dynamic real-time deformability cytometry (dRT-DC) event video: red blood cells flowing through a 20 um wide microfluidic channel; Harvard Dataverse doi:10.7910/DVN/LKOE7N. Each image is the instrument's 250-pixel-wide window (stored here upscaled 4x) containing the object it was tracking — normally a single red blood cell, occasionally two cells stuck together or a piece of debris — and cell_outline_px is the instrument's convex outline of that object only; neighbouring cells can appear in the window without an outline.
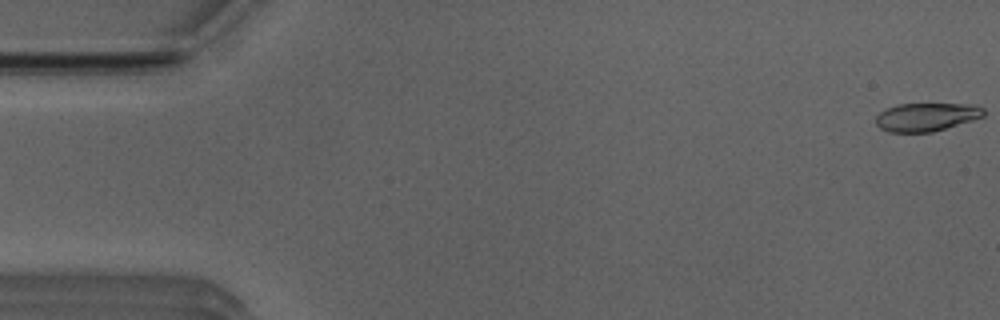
{"species": "Egyptian fruit bat (a non-hibernating species)", "species_latin": "Rousettus aegyptiacus", "temperature_condition": "room temperature", "stored_images_in_passage": 52, "camera_frame_rate_fps": 3000, "um_per_image_px": 0.085, "animal": {"sex": "male"}, "frame": {"image": 1, "passage_image": 1, "time_ms": 0.0, "image_size_px": [1000, 320], "cell_outline_px": [[984, 116], [972, 120], [932, 132], [888, 132], [880, 128], [876, 124], [876, 116], [884, 108], [896, 104], [976, 104], [984, 108]], "centroid_in_image_um": [78.72, 9.93], "position_along_channel_um": 6.3, "area_um2": 17.86}}
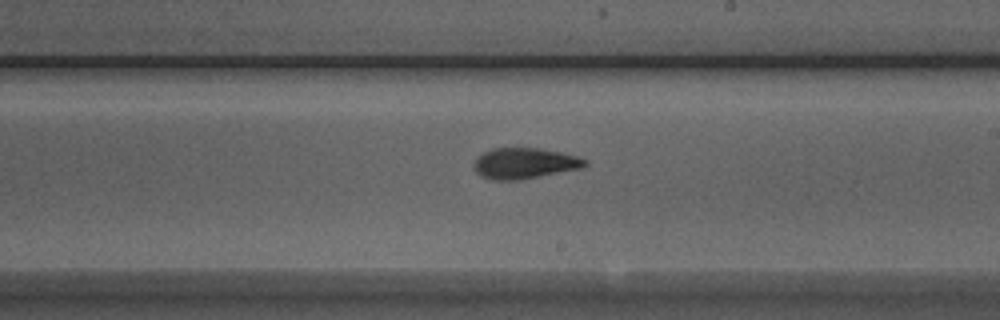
{"frame": {"image": 2, "passage_image": 30, "time_ms": 9.667, "image_size_px": [1000, 320], "cell_outline_px": [[588, 164], [584, 168], [520, 180], [492, 180], [480, 176], [472, 168], [472, 164], [476, 156], [492, 148], [540, 148], [560, 152], [576, 156], [588, 160]], "centroid_in_image_um": [44.56, 13.89], "position_along_channel_um": 244.4, "area_um2": 20.35}}
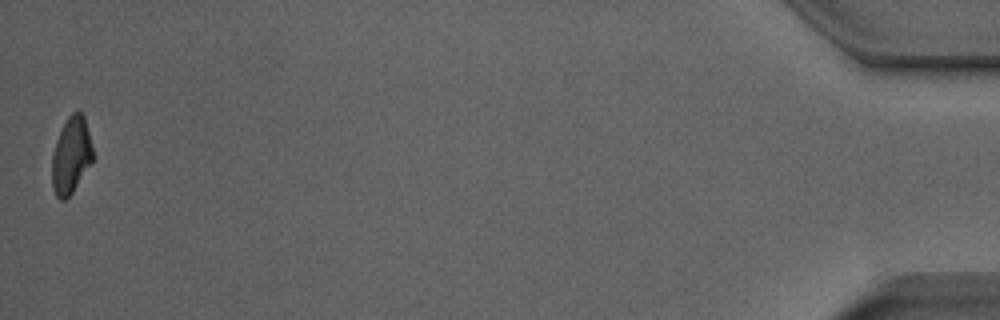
{"frame": {"image": 3, "passage_image": 52, "time_ms": 17.0, "image_size_px": [1000, 320], "cell_outline_px": [[92, 160], [72, 192], [64, 200], [60, 200], [56, 196], [52, 188], [52, 152], [56, 140], [68, 116], [72, 112], [80, 112], [84, 116], [92, 148]], "centroid_in_image_um": [6.01, 13.21], "position_along_channel_um": 429.2, "area_um2": 17.8}, "authors_computed_cell_mechanics": {"area_um2": 19.363, "velocity_mm_per_s": 3.9231, "shape_relaxation_time_tau1_ms": 3.9062, "shape_relaxation_time_tau2_ms": 2.1828, "deformation_change_tau1": 0.1705, "deformation_change_tau2": 0.0951}}